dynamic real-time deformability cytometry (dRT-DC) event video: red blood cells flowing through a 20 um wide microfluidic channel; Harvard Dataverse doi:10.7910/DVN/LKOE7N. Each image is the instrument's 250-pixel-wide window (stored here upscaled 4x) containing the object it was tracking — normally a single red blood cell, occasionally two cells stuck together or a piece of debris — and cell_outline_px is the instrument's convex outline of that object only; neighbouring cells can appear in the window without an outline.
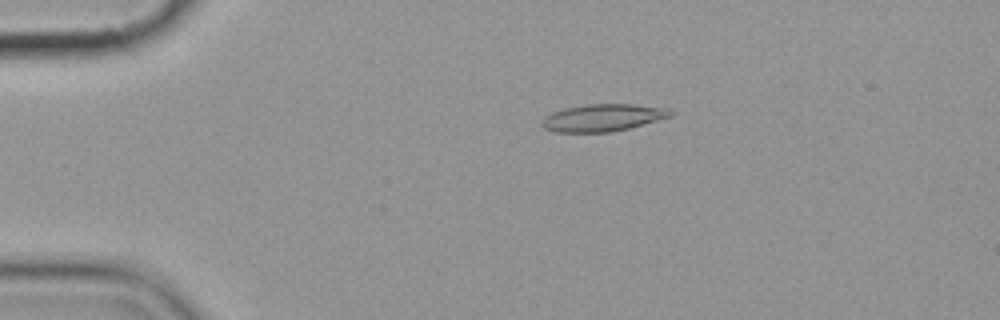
{"species": "common noctule bat (a hibernating species)", "species_latin": "Nyctalus noctula", "temperature_condition": "cold", "stored_images_in_passage": 8, "camera_frame_rate_fps": 3000, "um_per_image_px": 0.085, "animal": {"sex": "female", "body_mass_g": 19.9}, "frame": {"image": 1, "passage_image": 4, "time_ms": 3.333, "image_size_px": [1000, 320], "cell_outline_px": [[672, 116], [628, 128], [612, 132], [552, 132], [544, 128], [540, 124], [540, 120], [544, 116], [552, 112], [564, 108], [584, 104], [632, 104], [668, 108], [672, 112]], "centroid_in_image_um": [51.17, 10.0], "position_along_channel_um": 33.8, "area_um2": 20.52}}
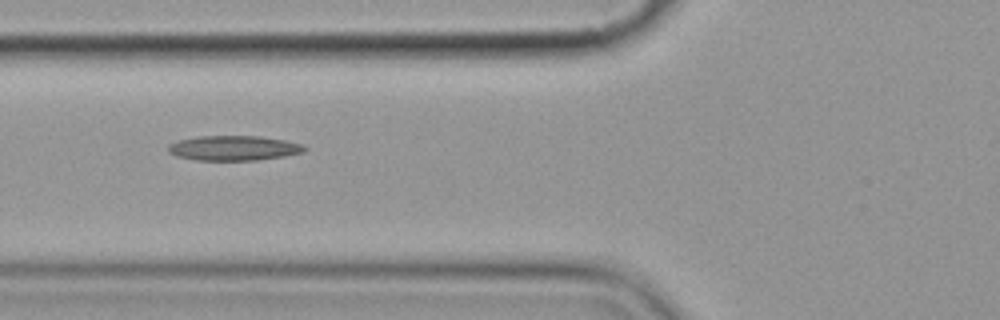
{"frame": {"image": 2, "passage_image": 7, "time_ms": 6.667, "image_size_px": [1000, 320], "cell_outline_px": [[308, 148], [304, 152], [284, 156], [256, 160], [196, 160], [176, 156], [168, 152], [168, 144], [180, 140], [196, 136], [260, 136], [284, 140], [304, 144]], "centroid_in_image_um": [19.88, 12.58], "position_along_channel_um": 105.9, "area_um2": 19.83}}
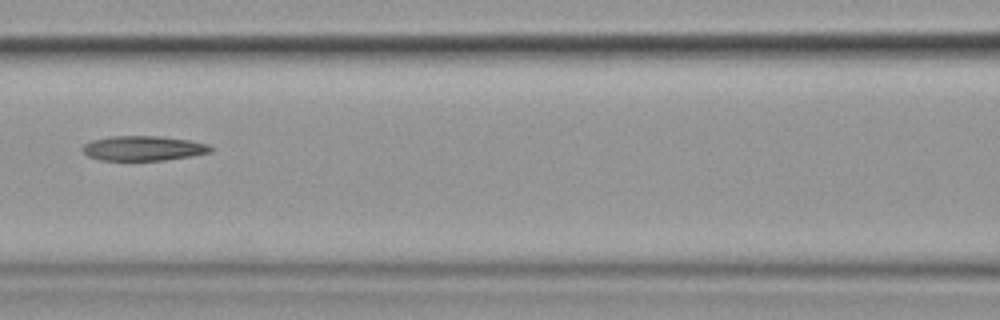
{"frame": {"image": 3, "passage_image": 8, "time_ms": 8.0, "image_size_px": [1000, 320], "cell_outline_px": [[212, 152], [192, 156], [164, 160], [100, 160], [88, 156], [80, 148], [84, 144], [92, 140], [108, 136], [160, 136], [188, 140], [208, 144], [212, 148]], "centroid_in_image_um": [12.16, 12.6], "position_along_channel_um": 154.4, "area_um2": 18.55}}